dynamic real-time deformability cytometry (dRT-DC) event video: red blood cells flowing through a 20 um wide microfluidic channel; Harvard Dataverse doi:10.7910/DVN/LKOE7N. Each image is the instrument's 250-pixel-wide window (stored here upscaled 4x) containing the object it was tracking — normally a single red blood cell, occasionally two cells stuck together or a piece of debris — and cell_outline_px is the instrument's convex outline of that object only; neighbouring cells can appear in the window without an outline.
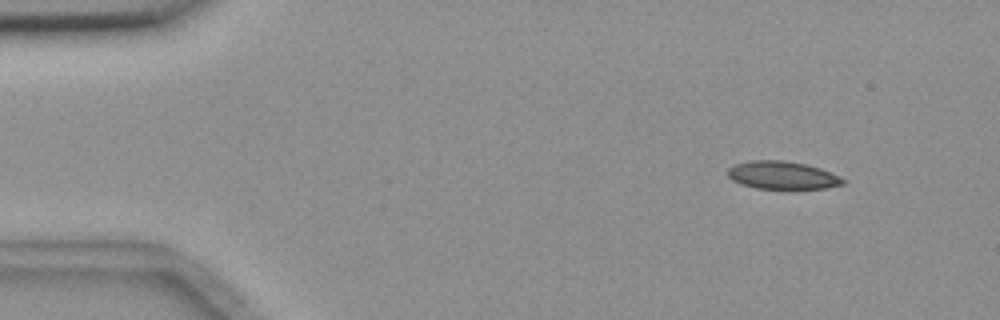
{"species": "common noctule bat (a hibernating species)", "species_latin": "Nyctalus noctula", "temperature_condition": "room temperature", "stored_images_in_passage": 5, "camera_frame_rate_fps": 3000, "um_per_image_px": 0.085, "animal": {"sex": "female", "body_mass_g": 18.4}, "frame": {"image": 1, "passage_image": 1, "time_ms": 0.0, "image_size_px": [1000, 320], "cell_outline_px": [[848, 180], [844, 184], [828, 188], [756, 188], [740, 184], [732, 180], [728, 176], [728, 168], [736, 164], [748, 160], [784, 160], [804, 164], [820, 168], [840, 176]], "centroid_in_image_um": [66.52, 14.89], "position_along_channel_um": 18.5, "area_um2": 18.73}}